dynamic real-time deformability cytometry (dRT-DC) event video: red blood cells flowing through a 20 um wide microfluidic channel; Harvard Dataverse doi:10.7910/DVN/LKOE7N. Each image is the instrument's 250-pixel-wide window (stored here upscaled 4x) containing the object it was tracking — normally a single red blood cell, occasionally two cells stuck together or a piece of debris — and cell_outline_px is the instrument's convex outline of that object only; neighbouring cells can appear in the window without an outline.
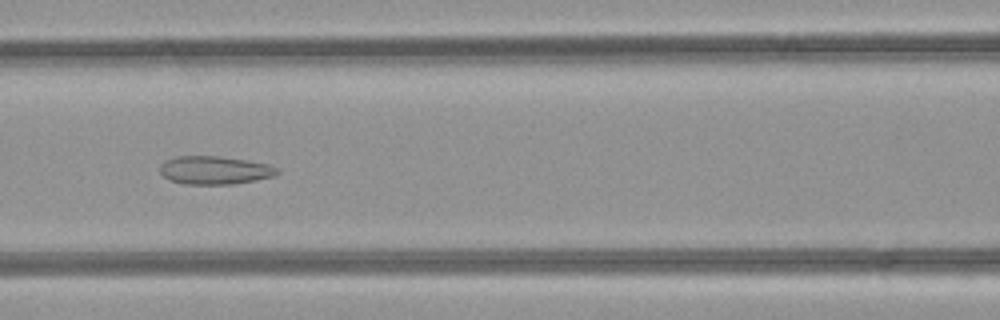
{"species": "common noctule bat (a hibernating species)", "species_latin": "Nyctalus noctula", "temperature_condition": "room temperature", "stored_images_in_passage": 50, "camera_frame_rate_fps": 3000, "um_per_image_px": 0.085, "animal": {"sex": "female", "body_mass_g": 21.9}, "frame": {"image": 1, "passage_image": 22, "time_ms": 7.0, "image_size_px": [1000, 320], "cell_outline_px": [[280, 172], [276, 176], [256, 180], [232, 184], [184, 184], [168, 180], [160, 172], [160, 164], [164, 160], [176, 156], [220, 156], [268, 164], [276, 168]], "centroid_in_image_um": [18.22, 14.47], "position_along_channel_um": 148.4, "area_um2": 19.36}}
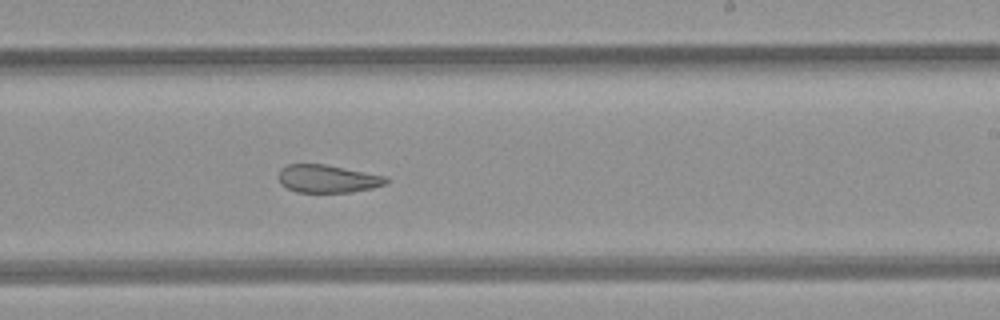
{"frame": {"image": 2, "passage_image": 30, "time_ms": 9.667, "image_size_px": [1000, 320], "cell_outline_px": [[388, 184], [372, 188], [352, 192], [296, 192], [280, 184], [280, 168], [288, 164], [324, 164], [388, 176]], "centroid_in_image_um": [27.89, 15.19], "position_along_channel_um": 261.1, "area_um2": 17.51}}
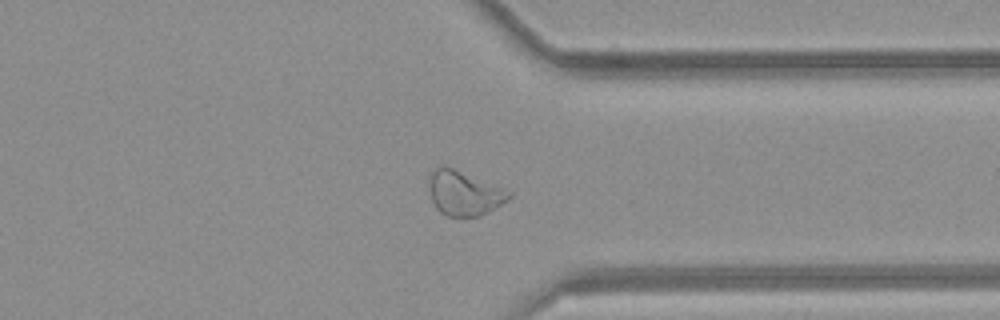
{"frame": {"image": 3, "passage_image": 38, "time_ms": 12.333, "image_size_px": [1000, 320], "cell_outline_px": [[512, 196], [508, 200], [496, 208], [480, 216], [448, 216], [440, 212], [436, 208], [432, 200], [428, 180], [428, 176], [440, 164], [444, 164], [512, 192]], "centroid_in_image_um": [39.43, 16.41], "position_along_channel_um": 372.0, "area_um2": 20.75}, "authors_computed_cell_mechanics": {"area_um2": 23.2645, "velocity_mm_per_s": 4.2407, "shape_relaxation_time_tau1_ms": null, "shape_relaxation_time_tau2_ms": 2.2389, "deformation_change_tau1": null, "deformation_change_tau2": 0.0993}}